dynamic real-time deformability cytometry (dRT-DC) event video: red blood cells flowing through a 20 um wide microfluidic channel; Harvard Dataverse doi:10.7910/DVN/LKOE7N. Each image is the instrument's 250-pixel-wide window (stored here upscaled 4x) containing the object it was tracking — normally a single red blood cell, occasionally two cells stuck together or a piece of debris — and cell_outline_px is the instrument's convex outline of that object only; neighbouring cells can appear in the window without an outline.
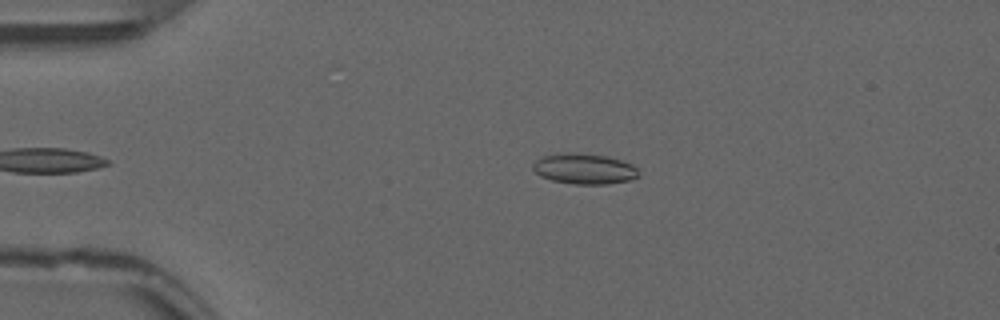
{"species": "common noctule bat (a hibernating species)", "species_latin": "Nyctalus noctula", "temperature_condition": "warm", "stored_images_in_passage": 38, "camera_frame_rate_fps": 3000, "um_per_image_px": 0.085, "animal": {"sex": "male", "forearm_length_mm": 52.5}, "frame": {"image": 1, "passage_image": 2, "time_ms": 0.333, "image_size_px": [1000, 320], "cell_outline_px": [[640, 176], [632, 180], [608, 184], [572, 184], [552, 180], [540, 176], [532, 168], [532, 164], [536, 160], [544, 156], [568, 152], [608, 156], [632, 164], [636, 168]], "centroid_in_image_um": [49.68, 14.36], "position_along_channel_um": 35.3, "area_um2": 18.84}}
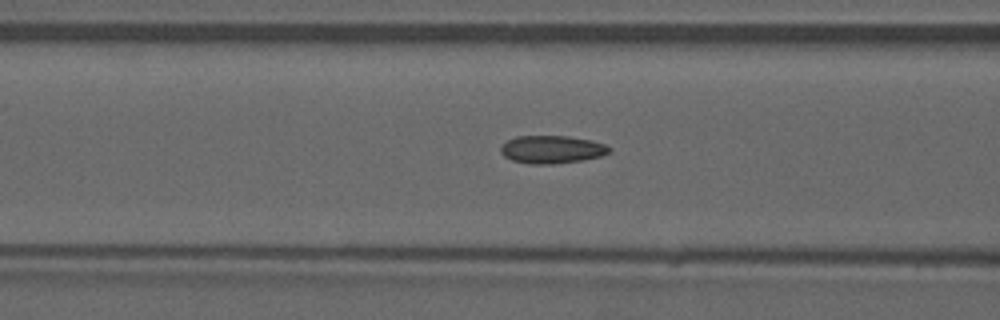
{"frame": {"image": 2, "passage_image": 12, "time_ms": 3.667, "image_size_px": [1000, 320], "cell_outline_px": [[612, 148], [608, 152], [600, 156], [580, 160], [556, 164], [532, 164], [512, 160], [504, 156], [500, 152], [500, 148], [508, 140], [516, 136], [568, 136], [592, 140], [604, 144]], "centroid_in_image_um": [46.9, 12.7], "position_along_channel_um": 119.7, "area_um2": 17.51}}
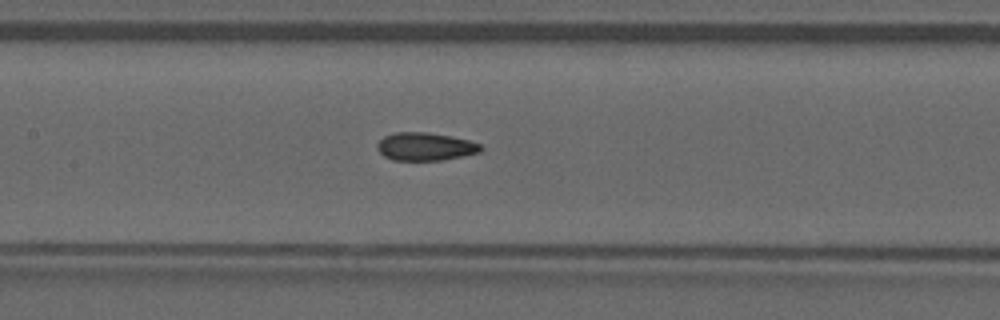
{"frame": {"image": 3, "passage_image": 16, "time_ms": 5.0, "image_size_px": [1000, 320], "cell_outline_px": [[484, 148], [480, 152], [444, 160], [392, 160], [384, 156], [376, 148], [376, 144], [384, 136], [396, 132], [428, 132], [452, 136], [468, 140], [480, 144]], "centroid_in_image_um": [36.14, 12.45], "position_along_channel_um": 171.3, "area_um2": 16.99}, "authors_computed_cell_mechanics": {"area_um2": 17.0221, "velocity_mm_per_s": 3.8548, "shape_relaxation_time_tau1_ms": null, "shape_relaxation_time_tau2_ms": 1.932, "deformation_change_tau1": null, "deformation_change_tau2": 0.0765}}